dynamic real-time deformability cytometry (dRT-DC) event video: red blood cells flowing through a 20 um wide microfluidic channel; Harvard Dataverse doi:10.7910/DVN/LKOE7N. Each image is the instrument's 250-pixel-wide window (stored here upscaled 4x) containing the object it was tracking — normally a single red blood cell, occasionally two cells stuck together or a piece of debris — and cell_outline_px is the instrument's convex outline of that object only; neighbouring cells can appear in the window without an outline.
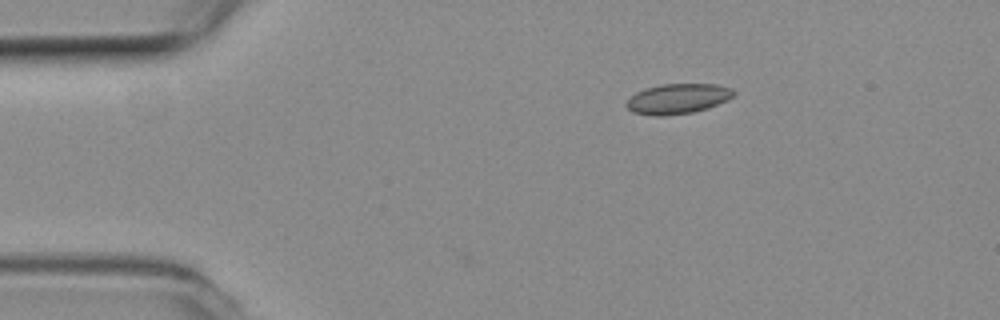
{"species": "common noctule bat (a hibernating species)", "species_latin": "Nyctalus noctula", "temperature_condition": "room temperature", "stored_images_in_passage": 3, "camera_frame_rate_fps": 3000, "um_per_image_px": 0.085, "animal": {"sex": "female", "body_mass_g": 19.3, "forearm_length_mm": 54.1}, "frame": {"image": 1, "passage_image": 3, "time_ms": 0.667, "image_size_px": [1000, 320], "cell_outline_px": [[736, 92], [728, 100], [708, 108], [692, 112], [664, 116], [656, 116], [632, 112], [624, 104], [636, 92], [644, 88], [660, 84], [716, 84], [732, 88]], "centroid_in_image_um": [57.61, 8.39], "position_along_channel_um": 27.4, "area_um2": 18.9}}